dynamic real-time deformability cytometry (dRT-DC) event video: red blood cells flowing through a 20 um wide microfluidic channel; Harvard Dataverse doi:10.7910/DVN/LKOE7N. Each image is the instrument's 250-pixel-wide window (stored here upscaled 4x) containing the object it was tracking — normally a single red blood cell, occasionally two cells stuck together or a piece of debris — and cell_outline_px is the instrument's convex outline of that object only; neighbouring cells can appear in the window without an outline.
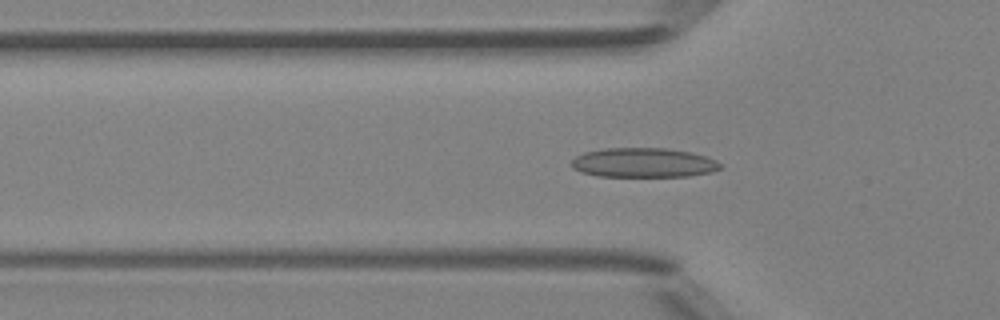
{"species": "Egyptian fruit bat (a non-hibernating species)", "species_latin": "Rousettus aegyptiacus", "temperature_condition": "room temperature", "stored_images_in_passage": 36, "camera_frame_rate_fps": 3000, "um_per_image_px": 0.085, "animal": {"sex": "female"}, "frame": {"image": 1, "passage_image": 10, "time_ms": 3.0, "image_size_px": [1000, 320], "cell_outline_px": [[720, 168], [712, 172], [688, 176], [596, 176], [580, 172], [572, 168], [568, 164], [576, 156], [584, 152], [604, 148], [668, 148], [692, 152], [716, 160], [720, 164]], "centroid_in_image_um": [54.64, 13.82], "position_along_channel_um": 71.2, "area_um2": 25.72}}
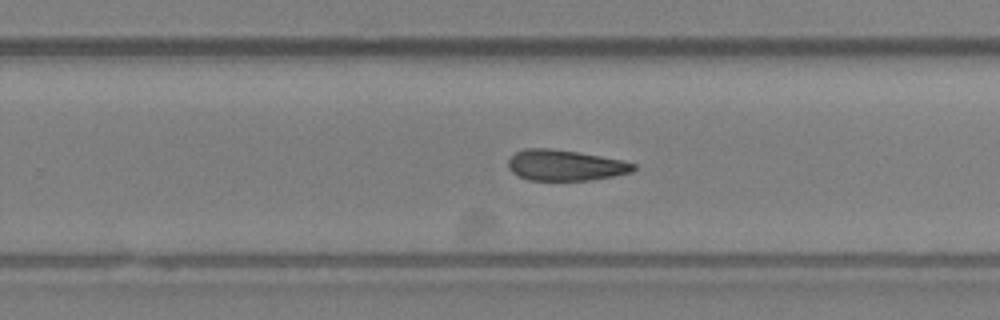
{"frame": {"image": 2, "passage_image": 25, "time_ms": 8.0, "image_size_px": [1000, 320], "cell_outline_px": [[636, 168], [632, 172], [612, 176], [588, 180], [528, 180], [512, 172], [508, 168], [508, 160], [516, 152], [524, 148], [548, 148], [576, 152], [600, 156], [620, 160], [636, 164]], "centroid_in_image_um": [48.01, 14.05], "position_along_channel_um": 281.8, "area_um2": 22.25}}
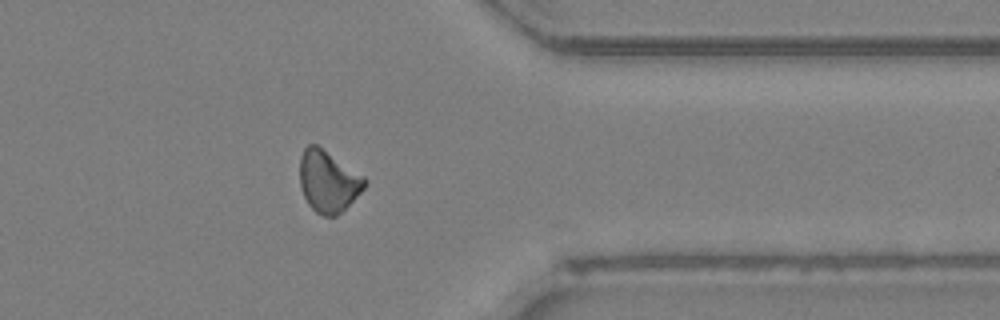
{"frame": {"image": 3, "passage_image": 33, "time_ms": 10.667, "image_size_px": [1000, 320], "cell_outline_px": [[368, 180], [364, 188], [336, 216], [324, 216], [316, 212], [308, 204], [300, 188], [300, 156], [304, 148], [308, 144], [316, 144], [364, 176]], "centroid_in_image_um": [27.87, 15.4], "position_along_channel_um": 383.5, "area_um2": 23.06}}